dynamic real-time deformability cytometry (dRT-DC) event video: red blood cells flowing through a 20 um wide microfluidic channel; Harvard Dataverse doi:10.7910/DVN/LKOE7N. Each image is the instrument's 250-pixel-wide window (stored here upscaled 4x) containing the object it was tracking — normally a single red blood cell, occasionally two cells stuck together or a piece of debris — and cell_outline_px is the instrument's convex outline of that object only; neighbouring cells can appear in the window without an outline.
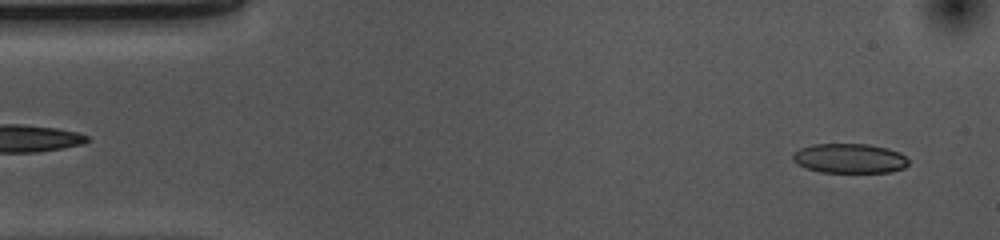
{"species": "common noctule bat (a hibernating species)", "species_latin": "Nyctalus noctula", "temperature_condition": "cold", "stored_images_in_passage": 51, "camera_frame_rate_fps": 3000, "um_per_image_px": 0.085, "animal": {"sex": "female", "body_mass_g": 10.0, "forearm_length_mm": 53.1}, "frame": {"image": 1, "passage_image": 2, "time_ms": 0.333, "image_size_px": [1000, 240], "cell_outline_px": [[908, 164], [904, 168], [892, 172], [820, 172], [804, 168], [796, 164], [792, 160], [792, 156], [800, 148], [812, 144], [868, 144], [888, 148], [900, 152], [908, 160]], "centroid_in_image_um": [72.2, 13.46], "position_along_channel_um": 12.8, "area_um2": 20.11}}
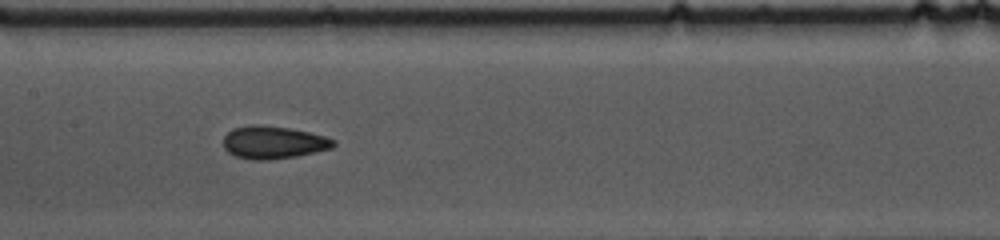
{"frame": {"image": 2, "passage_image": 23, "time_ms": 7.333, "image_size_px": [1000, 240], "cell_outline_px": [[336, 144], [332, 148], [296, 156], [268, 160], [252, 160], [236, 156], [228, 152], [224, 148], [224, 136], [232, 128], [248, 124], [260, 124], [288, 128], [308, 132], [324, 136], [336, 140]], "centroid_in_image_um": [23.21, 12.09], "position_along_channel_um": 184.2, "area_um2": 21.04}}
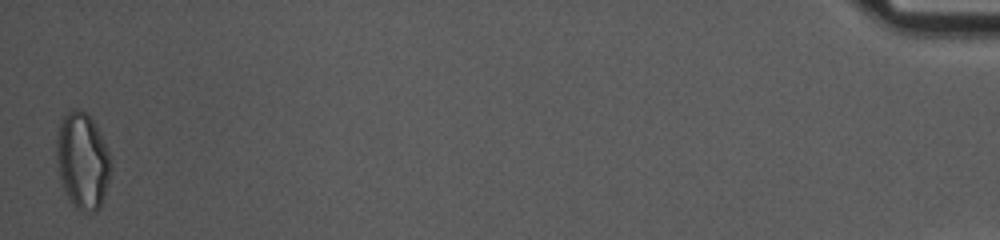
{"frame": {"image": 3, "passage_image": 51, "time_ms": 16.667, "image_size_px": [1000, 240], "cell_outline_px": [[112, 168], [100, 208], [96, 212], [84, 212], [76, 208], [72, 204], [64, 188], [60, 176], [56, 156], [56, 140], [60, 124], [64, 116], [72, 108], [80, 108], [92, 120], [108, 152], [112, 164]], "centroid_in_image_um": [7.01, 13.69], "position_along_channel_um": 428.2, "area_um2": 30.06}, "authors_computed_cell_mechanics": {"area_um2": 20.9814, "velocity_mm_per_s": 3.6979, "shape_relaxation_time_tau1_ms": 4.9446, "shape_relaxation_time_tau2_ms": 1.887, "deformation_change_tau1": 0.1213, "deformation_change_tau2": 0.0807}}